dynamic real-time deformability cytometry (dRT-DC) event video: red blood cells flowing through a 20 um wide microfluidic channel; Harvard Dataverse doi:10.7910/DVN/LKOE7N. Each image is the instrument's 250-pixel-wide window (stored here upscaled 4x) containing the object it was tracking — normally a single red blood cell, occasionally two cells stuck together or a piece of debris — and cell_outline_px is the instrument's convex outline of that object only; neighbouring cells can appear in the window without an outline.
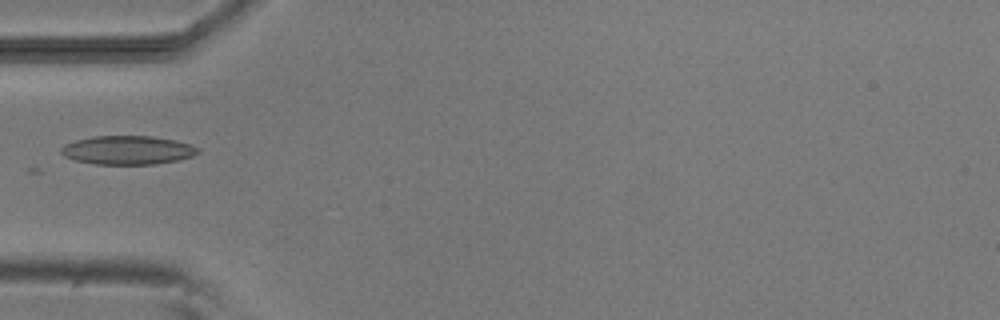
{"species": "common noctule bat (a hibernating species)", "species_latin": "Nyctalus noctula", "temperature_condition": "room temperature", "stored_images_in_passage": 4, "camera_frame_rate_fps": 3000, "um_per_image_px": 0.085, "animal": {"sex": "male", "body_mass_g": 20.5, "forearm_length_mm": 52.5}, "frame": {"image": 1, "passage_image": 1, "time_ms": 0.0, "image_size_px": [1000, 320], "cell_outline_px": [[200, 152], [192, 156], [180, 160], [152, 164], [96, 164], [76, 160], [64, 156], [60, 152], [60, 148], [64, 144], [76, 140], [92, 136], [152, 136], [176, 140], [200, 148]], "centroid_in_image_um": [10.85, 12.75], "position_along_channel_um": 74.1, "area_um2": 22.95}}
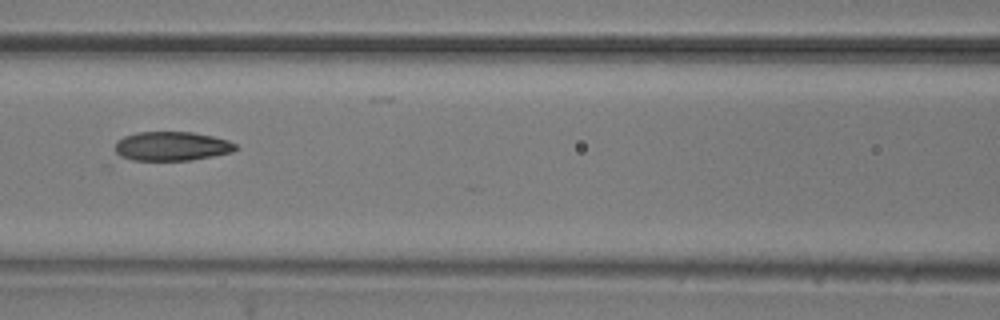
{"frame": {"image": 2, "passage_image": 3, "time_ms": 2.0, "image_size_px": [1000, 320], "cell_outline_px": [[240, 148], [232, 152], [192, 160], [132, 160], [120, 156], [116, 152], [116, 140], [124, 136], [136, 132], [192, 132], [212, 136], [228, 140], [236, 144]], "centroid_in_image_um": [14.61, 12.42], "position_along_channel_um": 152.0, "area_um2": 20.52}}